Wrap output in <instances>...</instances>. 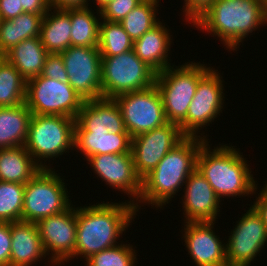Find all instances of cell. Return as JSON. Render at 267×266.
Masks as SVG:
<instances>
[{
    "label": "cell",
    "mask_w": 267,
    "mask_h": 266,
    "mask_svg": "<svg viewBox=\"0 0 267 266\" xmlns=\"http://www.w3.org/2000/svg\"><path fill=\"white\" fill-rule=\"evenodd\" d=\"M114 99L131 138L168 123L162 97L155 84L141 91L120 94Z\"/></svg>",
    "instance_id": "cell-10"
},
{
    "label": "cell",
    "mask_w": 267,
    "mask_h": 266,
    "mask_svg": "<svg viewBox=\"0 0 267 266\" xmlns=\"http://www.w3.org/2000/svg\"><path fill=\"white\" fill-rule=\"evenodd\" d=\"M142 0H111L102 9L99 15L101 20L120 22L129 14Z\"/></svg>",
    "instance_id": "cell-34"
},
{
    "label": "cell",
    "mask_w": 267,
    "mask_h": 266,
    "mask_svg": "<svg viewBox=\"0 0 267 266\" xmlns=\"http://www.w3.org/2000/svg\"><path fill=\"white\" fill-rule=\"evenodd\" d=\"M102 21L99 26L98 42L102 57L115 56L133 49L134 41L119 22Z\"/></svg>",
    "instance_id": "cell-31"
},
{
    "label": "cell",
    "mask_w": 267,
    "mask_h": 266,
    "mask_svg": "<svg viewBox=\"0 0 267 266\" xmlns=\"http://www.w3.org/2000/svg\"><path fill=\"white\" fill-rule=\"evenodd\" d=\"M252 205L261 214L263 222L267 227V182Z\"/></svg>",
    "instance_id": "cell-40"
},
{
    "label": "cell",
    "mask_w": 267,
    "mask_h": 266,
    "mask_svg": "<svg viewBox=\"0 0 267 266\" xmlns=\"http://www.w3.org/2000/svg\"><path fill=\"white\" fill-rule=\"evenodd\" d=\"M32 115L26 103L0 108V149L25 145Z\"/></svg>",
    "instance_id": "cell-24"
},
{
    "label": "cell",
    "mask_w": 267,
    "mask_h": 266,
    "mask_svg": "<svg viewBox=\"0 0 267 266\" xmlns=\"http://www.w3.org/2000/svg\"><path fill=\"white\" fill-rule=\"evenodd\" d=\"M129 133L108 130H74V148L87 159L99 154L131 153Z\"/></svg>",
    "instance_id": "cell-22"
},
{
    "label": "cell",
    "mask_w": 267,
    "mask_h": 266,
    "mask_svg": "<svg viewBox=\"0 0 267 266\" xmlns=\"http://www.w3.org/2000/svg\"><path fill=\"white\" fill-rule=\"evenodd\" d=\"M93 172L109 187L132 197L136 205L141 194L142 179L135 170L132 153L99 154L87 158ZM135 200V201H134Z\"/></svg>",
    "instance_id": "cell-16"
},
{
    "label": "cell",
    "mask_w": 267,
    "mask_h": 266,
    "mask_svg": "<svg viewBox=\"0 0 267 266\" xmlns=\"http://www.w3.org/2000/svg\"><path fill=\"white\" fill-rule=\"evenodd\" d=\"M136 250L130 244H120L91 255L85 266H135Z\"/></svg>",
    "instance_id": "cell-33"
},
{
    "label": "cell",
    "mask_w": 267,
    "mask_h": 266,
    "mask_svg": "<svg viewBox=\"0 0 267 266\" xmlns=\"http://www.w3.org/2000/svg\"><path fill=\"white\" fill-rule=\"evenodd\" d=\"M23 13H34L45 15L51 8L49 0H19Z\"/></svg>",
    "instance_id": "cell-39"
},
{
    "label": "cell",
    "mask_w": 267,
    "mask_h": 266,
    "mask_svg": "<svg viewBox=\"0 0 267 266\" xmlns=\"http://www.w3.org/2000/svg\"><path fill=\"white\" fill-rule=\"evenodd\" d=\"M162 22L134 41L135 54L156 73L171 66L169 57L172 39L170 30ZM169 51V53H168ZM169 58V59H168Z\"/></svg>",
    "instance_id": "cell-21"
},
{
    "label": "cell",
    "mask_w": 267,
    "mask_h": 266,
    "mask_svg": "<svg viewBox=\"0 0 267 266\" xmlns=\"http://www.w3.org/2000/svg\"><path fill=\"white\" fill-rule=\"evenodd\" d=\"M95 2L94 3H96V5L98 6L97 7V15H98V13L100 12V9H102L108 2H110L111 0H94Z\"/></svg>",
    "instance_id": "cell-42"
},
{
    "label": "cell",
    "mask_w": 267,
    "mask_h": 266,
    "mask_svg": "<svg viewBox=\"0 0 267 266\" xmlns=\"http://www.w3.org/2000/svg\"><path fill=\"white\" fill-rule=\"evenodd\" d=\"M206 137L186 136L142 179L141 194L135 205L137 212L141 203L162 208L180 192L189 175L197 168L198 152L208 140Z\"/></svg>",
    "instance_id": "cell-2"
},
{
    "label": "cell",
    "mask_w": 267,
    "mask_h": 266,
    "mask_svg": "<svg viewBox=\"0 0 267 266\" xmlns=\"http://www.w3.org/2000/svg\"><path fill=\"white\" fill-rule=\"evenodd\" d=\"M12 239L10 266H33L46 252L36 223L17 221L10 223Z\"/></svg>",
    "instance_id": "cell-20"
},
{
    "label": "cell",
    "mask_w": 267,
    "mask_h": 266,
    "mask_svg": "<svg viewBox=\"0 0 267 266\" xmlns=\"http://www.w3.org/2000/svg\"><path fill=\"white\" fill-rule=\"evenodd\" d=\"M159 1L142 0L119 22L133 41L138 40L145 32L151 30L161 22L156 14L158 13Z\"/></svg>",
    "instance_id": "cell-30"
},
{
    "label": "cell",
    "mask_w": 267,
    "mask_h": 266,
    "mask_svg": "<svg viewBox=\"0 0 267 266\" xmlns=\"http://www.w3.org/2000/svg\"><path fill=\"white\" fill-rule=\"evenodd\" d=\"M68 84L84 101L102 97L101 53L98 47L70 46L60 53Z\"/></svg>",
    "instance_id": "cell-13"
},
{
    "label": "cell",
    "mask_w": 267,
    "mask_h": 266,
    "mask_svg": "<svg viewBox=\"0 0 267 266\" xmlns=\"http://www.w3.org/2000/svg\"><path fill=\"white\" fill-rule=\"evenodd\" d=\"M127 202V203H126ZM134 204L106 202L76 207V246L73 256L88 259L91 255L118 245L120 235L126 232L137 215ZM117 243V244H116Z\"/></svg>",
    "instance_id": "cell-1"
},
{
    "label": "cell",
    "mask_w": 267,
    "mask_h": 266,
    "mask_svg": "<svg viewBox=\"0 0 267 266\" xmlns=\"http://www.w3.org/2000/svg\"><path fill=\"white\" fill-rule=\"evenodd\" d=\"M65 187L54 168H42L25 184L22 221L37 223L73 206Z\"/></svg>",
    "instance_id": "cell-7"
},
{
    "label": "cell",
    "mask_w": 267,
    "mask_h": 266,
    "mask_svg": "<svg viewBox=\"0 0 267 266\" xmlns=\"http://www.w3.org/2000/svg\"><path fill=\"white\" fill-rule=\"evenodd\" d=\"M41 169L24 146L0 149V181L25 185Z\"/></svg>",
    "instance_id": "cell-26"
},
{
    "label": "cell",
    "mask_w": 267,
    "mask_h": 266,
    "mask_svg": "<svg viewBox=\"0 0 267 266\" xmlns=\"http://www.w3.org/2000/svg\"><path fill=\"white\" fill-rule=\"evenodd\" d=\"M75 130H108L128 133L114 98L99 97L85 101L75 119Z\"/></svg>",
    "instance_id": "cell-19"
},
{
    "label": "cell",
    "mask_w": 267,
    "mask_h": 266,
    "mask_svg": "<svg viewBox=\"0 0 267 266\" xmlns=\"http://www.w3.org/2000/svg\"><path fill=\"white\" fill-rule=\"evenodd\" d=\"M26 80L6 58L0 56V108L25 103Z\"/></svg>",
    "instance_id": "cell-29"
},
{
    "label": "cell",
    "mask_w": 267,
    "mask_h": 266,
    "mask_svg": "<svg viewBox=\"0 0 267 266\" xmlns=\"http://www.w3.org/2000/svg\"><path fill=\"white\" fill-rule=\"evenodd\" d=\"M71 29L70 8L51 7L43 16L40 30V39L46 51L60 54L68 49L71 46Z\"/></svg>",
    "instance_id": "cell-23"
},
{
    "label": "cell",
    "mask_w": 267,
    "mask_h": 266,
    "mask_svg": "<svg viewBox=\"0 0 267 266\" xmlns=\"http://www.w3.org/2000/svg\"><path fill=\"white\" fill-rule=\"evenodd\" d=\"M48 263L64 265L75 253L76 246V208L70 206L67 210L46 217L36 223ZM51 252V253H50Z\"/></svg>",
    "instance_id": "cell-15"
},
{
    "label": "cell",
    "mask_w": 267,
    "mask_h": 266,
    "mask_svg": "<svg viewBox=\"0 0 267 266\" xmlns=\"http://www.w3.org/2000/svg\"><path fill=\"white\" fill-rule=\"evenodd\" d=\"M157 73L146 65L134 52L101 58L102 97L141 91L155 84Z\"/></svg>",
    "instance_id": "cell-8"
},
{
    "label": "cell",
    "mask_w": 267,
    "mask_h": 266,
    "mask_svg": "<svg viewBox=\"0 0 267 266\" xmlns=\"http://www.w3.org/2000/svg\"><path fill=\"white\" fill-rule=\"evenodd\" d=\"M182 199L184 222L215 221L221 200L196 168L187 178Z\"/></svg>",
    "instance_id": "cell-18"
},
{
    "label": "cell",
    "mask_w": 267,
    "mask_h": 266,
    "mask_svg": "<svg viewBox=\"0 0 267 266\" xmlns=\"http://www.w3.org/2000/svg\"><path fill=\"white\" fill-rule=\"evenodd\" d=\"M75 124L67 116L33 114L24 147L41 168H50L45 164L48 159L74 150Z\"/></svg>",
    "instance_id": "cell-6"
},
{
    "label": "cell",
    "mask_w": 267,
    "mask_h": 266,
    "mask_svg": "<svg viewBox=\"0 0 267 266\" xmlns=\"http://www.w3.org/2000/svg\"><path fill=\"white\" fill-rule=\"evenodd\" d=\"M214 0H184L182 8L185 20L192 24L199 18Z\"/></svg>",
    "instance_id": "cell-37"
},
{
    "label": "cell",
    "mask_w": 267,
    "mask_h": 266,
    "mask_svg": "<svg viewBox=\"0 0 267 266\" xmlns=\"http://www.w3.org/2000/svg\"><path fill=\"white\" fill-rule=\"evenodd\" d=\"M223 77L213 67L199 80L196 93L187 110L186 119L179 125L187 137H202L200 130L214 122L224 103ZM224 95V96H223Z\"/></svg>",
    "instance_id": "cell-11"
},
{
    "label": "cell",
    "mask_w": 267,
    "mask_h": 266,
    "mask_svg": "<svg viewBox=\"0 0 267 266\" xmlns=\"http://www.w3.org/2000/svg\"><path fill=\"white\" fill-rule=\"evenodd\" d=\"M90 7L70 8L71 46L98 47L101 19Z\"/></svg>",
    "instance_id": "cell-28"
},
{
    "label": "cell",
    "mask_w": 267,
    "mask_h": 266,
    "mask_svg": "<svg viewBox=\"0 0 267 266\" xmlns=\"http://www.w3.org/2000/svg\"><path fill=\"white\" fill-rule=\"evenodd\" d=\"M84 100L68 84L42 75L26 81L25 103L33 114L76 119Z\"/></svg>",
    "instance_id": "cell-9"
},
{
    "label": "cell",
    "mask_w": 267,
    "mask_h": 266,
    "mask_svg": "<svg viewBox=\"0 0 267 266\" xmlns=\"http://www.w3.org/2000/svg\"><path fill=\"white\" fill-rule=\"evenodd\" d=\"M210 147L209 141L200 147L197 169L212 186L216 196L222 200L223 197L255 195L258 184L240 150L227 144L214 149Z\"/></svg>",
    "instance_id": "cell-4"
},
{
    "label": "cell",
    "mask_w": 267,
    "mask_h": 266,
    "mask_svg": "<svg viewBox=\"0 0 267 266\" xmlns=\"http://www.w3.org/2000/svg\"><path fill=\"white\" fill-rule=\"evenodd\" d=\"M25 185L0 181V222L22 221Z\"/></svg>",
    "instance_id": "cell-32"
},
{
    "label": "cell",
    "mask_w": 267,
    "mask_h": 266,
    "mask_svg": "<svg viewBox=\"0 0 267 266\" xmlns=\"http://www.w3.org/2000/svg\"><path fill=\"white\" fill-rule=\"evenodd\" d=\"M90 0H49L50 6L55 9L85 8Z\"/></svg>",
    "instance_id": "cell-41"
},
{
    "label": "cell",
    "mask_w": 267,
    "mask_h": 266,
    "mask_svg": "<svg viewBox=\"0 0 267 266\" xmlns=\"http://www.w3.org/2000/svg\"><path fill=\"white\" fill-rule=\"evenodd\" d=\"M184 223L183 239L196 266H228L226 243L213 230L215 221Z\"/></svg>",
    "instance_id": "cell-17"
},
{
    "label": "cell",
    "mask_w": 267,
    "mask_h": 266,
    "mask_svg": "<svg viewBox=\"0 0 267 266\" xmlns=\"http://www.w3.org/2000/svg\"><path fill=\"white\" fill-rule=\"evenodd\" d=\"M236 223L226 244L227 264L249 266L266 246L267 227L253 205Z\"/></svg>",
    "instance_id": "cell-12"
},
{
    "label": "cell",
    "mask_w": 267,
    "mask_h": 266,
    "mask_svg": "<svg viewBox=\"0 0 267 266\" xmlns=\"http://www.w3.org/2000/svg\"><path fill=\"white\" fill-rule=\"evenodd\" d=\"M43 15L22 13L11 20H0V56L21 41L40 36Z\"/></svg>",
    "instance_id": "cell-27"
},
{
    "label": "cell",
    "mask_w": 267,
    "mask_h": 266,
    "mask_svg": "<svg viewBox=\"0 0 267 266\" xmlns=\"http://www.w3.org/2000/svg\"><path fill=\"white\" fill-rule=\"evenodd\" d=\"M11 246L10 223L0 222V266H10Z\"/></svg>",
    "instance_id": "cell-36"
},
{
    "label": "cell",
    "mask_w": 267,
    "mask_h": 266,
    "mask_svg": "<svg viewBox=\"0 0 267 266\" xmlns=\"http://www.w3.org/2000/svg\"><path fill=\"white\" fill-rule=\"evenodd\" d=\"M266 23V0H214L193 26L219 38L227 50L234 51Z\"/></svg>",
    "instance_id": "cell-3"
},
{
    "label": "cell",
    "mask_w": 267,
    "mask_h": 266,
    "mask_svg": "<svg viewBox=\"0 0 267 266\" xmlns=\"http://www.w3.org/2000/svg\"><path fill=\"white\" fill-rule=\"evenodd\" d=\"M185 137L179 125L170 122L133 137L131 153L138 176L143 179Z\"/></svg>",
    "instance_id": "cell-14"
},
{
    "label": "cell",
    "mask_w": 267,
    "mask_h": 266,
    "mask_svg": "<svg viewBox=\"0 0 267 266\" xmlns=\"http://www.w3.org/2000/svg\"><path fill=\"white\" fill-rule=\"evenodd\" d=\"M41 75L62 83H68L67 72L61 54L48 53Z\"/></svg>",
    "instance_id": "cell-35"
},
{
    "label": "cell",
    "mask_w": 267,
    "mask_h": 266,
    "mask_svg": "<svg viewBox=\"0 0 267 266\" xmlns=\"http://www.w3.org/2000/svg\"><path fill=\"white\" fill-rule=\"evenodd\" d=\"M47 55L48 52L38 36L21 41L3 57L28 81L41 75Z\"/></svg>",
    "instance_id": "cell-25"
},
{
    "label": "cell",
    "mask_w": 267,
    "mask_h": 266,
    "mask_svg": "<svg viewBox=\"0 0 267 266\" xmlns=\"http://www.w3.org/2000/svg\"><path fill=\"white\" fill-rule=\"evenodd\" d=\"M210 69L203 63L189 61L157 73L155 85L161 94L168 122L180 125L186 119L198 82Z\"/></svg>",
    "instance_id": "cell-5"
},
{
    "label": "cell",
    "mask_w": 267,
    "mask_h": 266,
    "mask_svg": "<svg viewBox=\"0 0 267 266\" xmlns=\"http://www.w3.org/2000/svg\"><path fill=\"white\" fill-rule=\"evenodd\" d=\"M22 13L19 0H0V20H11Z\"/></svg>",
    "instance_id": "cell-38"
}]
</instances>
